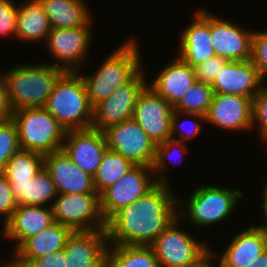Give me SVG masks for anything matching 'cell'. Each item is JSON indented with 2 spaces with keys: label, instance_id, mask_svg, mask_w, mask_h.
I'll return each instance as SVG.
<instances>
[{
  "label": "cell",
  "instance_id": "6da1fadb",
  "mask_svg": "<svg viewBox=\"0 0 267 267\" xmlns=\"http://www.w3.org/2000/svg\"><path fill=\"white\" fill-rule=\"evenodd\" d=\"M169 185L157 184L146 195L117 211L108 221V242L113 245L150 246L179 215L181 200Z\"/></svg>",
  "mask_w": 267,
  "mask_h": 267
},
{
  "label": "cell",
  "instance_id": "7a4b0ae2",
  "mask_svg": "<svg viewBox=\"0 0 267 267\" xmlns=\"http://www.w3.org/2000/svg\"><path fill=\"white\" fill-rule=\"evenodd\" d=\"M65 71L58 64L19 65L3 73L13 111L45 107L54 85Z\"/></svg>",
  "mask_w": 267,
  "mask_h": 267
},
{
  "label": "cell",
  "instance_id": "3957f363",
  "mask_svg": "<svg viewBox=\"0 0 267 267\" xmlns=\"http://www.w3.org/2000/svg\"><path fill=\"white\" fill-rule=\"evenodd\" d=\"M137 46L136 40H127L104 60L96 73L81 76L93 109L142 69Z\"/></svg>",
  "mask_w": 267,
  "mask_h": 267
},
{
  "label": "cell",
  "instance_id": "277c9868",
  "mask_svg": "<svg viewBox=\"0 0 267 267\" xmlns=\"http://www.w3.org/2000/svg\"><path fill=\"white\" fill-rule=\"evenodd\" d=\"M44 108L66 131L92 127L93 108L78 72H64L59 77Z\"/></svg>",
  "mask_w": 267,
  "mask_h": 267
},
{
  "label": "cell",
  "instance_id": "5b68a950",
  "mask_svg": "<svg viewBox=\"0 0 267 267\" xmlns=\"http://www.w3.org/2000/svg\"><path fill=\"white\" fill-rule=\"evenodd\" d=\"M20 149L43 155L62 149L66 130L44 107L13 111Z\"/></svg>",
  "mask_w": 267,
  "mask_h": 267
},
{
  "label": "cell",
  "instance_id": "8992f818",
  "mask_svg": "<svg viewBox=\"0 0 267 267\" xmlns=\"http://www.w3.org/2000/svg\"><path fill=\"white\" fill-rule=\"evenodd\" d=\"M51 204L54 220L73 232L106 229L98 193L58 194Z\"/></svg>",
  "mask_w": 267,
  "mask_h": 267
},
{
  "label": "cell",
  "instance_id": "52a82bcc",
  "mask_svg": "<svg viewBox=\"0 0 267 267\" xmlns=\"http://www.w3.org/2000/svg\"><path fill=\"white\" fill-rule=\"evenodd\" d=\"M242 195L238 189L201 185L188 198L187 217L199 227L216 224L231 215Z\"/></svg>",
  "mask_w": 267,
  "mask_h": 267
},
{
  "label": "cell",
  "instance_id": "ba28073f",
  "mask_svg": "<svg viewBox=\"0 0 267 267\" xmlns=\"http://www.w3.org/2000/svg\"><path fill=\"white\" fill-rule=\"evenodd\" d=\"M103 133L108 149L120 153L135 166H152L156 143L133 118L110 125Z\"/></svg>",
  "mask_w": 267,
  "mask_h": 267
},
{
  "label": "cell",
  "instance_id": "9c48e42d",
  "mask_svg": "<svg viewBox=\"0 0 267 267\" xmlns=\"http://www.w3.org/2000/svg\"><path fill=\"white\" fill-rule=\"evenodd\" d=\"M179 217L169 225L150 245L154 250L160 267H186L204 256L209 248L207 244L197 242L181 231Z\"/></svg>",
  "mask_w": 267,
  "mask_h": 267
},
{
  "label": "cell",
  "instance_id": "30bf717a",
  "mask_svg": "<svg viewBox=\"0 0 267 267\" xmlns=\"http://www.w3.org/2000/svg\"><path fill=\"white\" fill-rule=\"evenodd\" d=\"M153 175L152 166H134L116 184L107 188L100 195L101 211L105 221L107 222L121 208L133 204L152 190L157 185Z\"/></svg>",
  "mask_w": 267,
  "mask_h": 267
},
{
  "label": "cell",
  "instance_id": "8fae6325",
  "mask_svg": "<svg viewBox=\"0 0 267 267\" xmlns=\"http://www.w3.org/2000/svg\"><path fill=\"white\" fill-rule=\"evenodd\" d=\"M141 71L93 109L91 128L103 131L110 125L119 124L133 117L137 98L147 86Z\"/></svg>",
  "mask_w": 267,
  "mask_h": 267
},
{
  "label": "cell",
  "instance_id": "7c38bea8",
  "mask_svg": "<svg viewBox=\"0 0 267 267\" xmlns=\"http://www.w3.org/2000/svg\"><path fill=\"white\" fill-rule=\"evenodd\" d=\"M174 107L148 85L139 94L133 119L156 143L171 139V119Z\"/></svg>",
  "mask_w": 267,
  "mask_h": 267
},
{
  "label": "cell",
  "instance_id": "4fadbf2b",
  "mask_svg": "<svg viewBox=\"0 0 267 267\" xmlns=\"http://www.w3.org/2000/svg\"><path fill=\"white\" fill-rule=\"evenodd\" d=\"M90 22L85 27L52 28L46 44L52 56L62 62L58 65L65 72H78L91 45ZM83 58V59H82Z\"/></svg>",
  "mask_w": 267,
  "mask_h": 267
},
{
  "label": "cell",
  "instance_id": "5bb4252c",
  "mask_svg": "<svg viewBox=\"0 0 267 267\" xmlns=\"http://www.w3.org/2000/svg\"><path fill=\"white\" fill-rule=\"evenodd\" d=\"M62 149L84 172L94 177L108 149L102 130L83 129L66 131Z\"/></svg>",
  "mask_w": 267,
  "mask_h": 267
},
{
  "label": "cell",
  "instance_id": "9a60e30c",
  "mask_svg": "<svg viewBox=\"0 0 267 267\" xmlns=\"http://www.w3.org/2000/svg\"><path fill=\"white\" fill-rule=\"evenodd\" d=\"M106 229L73 232L64 247L66 267H106Z\"/></svg>",
  "mask_w": 267,
  "mask_h": 267
},
{
  "label": "cell",
  "instance_id": "2e32d148",
  "mask_svg": "<svg viewBox=\"0 0 267 267\" xmlns=\"http://www.w3.org/2000/svg\"><path fill=\"white\" fill-rule=\"evenodd\" d=\"M210 13V35L215 56L228 61H246L251 59L253 34Z\"/></svg>",
  "mask_w": 267,
  "mask_h": 267
},
{
  "label": "cell",
  "instance_id": "e0dca14e",
  "mask_svg": "<svg viewBox=\"0 0 267 267\" xmlns=\"http://www.w3.org/2000/svg\"><path fill=\"white\" fill-rule=\"evenodd\" d=\"M205 121L222 129L250 130L252 122V99L233 94L214 93Z\"/></svg>",
  "mask_w": 267,
  "mask_h": 267
},
{
  "label": "cell",
  "instance_id": "ac0fdd59",
  "mask_svg": "<svg viewBox=\"0 0 267 267\" xmlns=\"http://www.w3.org/2000/svg\"><path fill=\"white\" fill-rule=\"evenodd\" d=\"M44 167L58 194L97 193L93 177L78 167L63 149L45 154Z\"/></svg>",
  "mask_w": 267,
  "mask_h": 267
},
{
  "label": "cell",
  "instance_id": "d6986e66",
  "mask_svg": "<svg viewBox=\"0 0 267 267\" xmlns=\"http://www.w3.org/2000/svg\"><path fill=\"white\" fill-rule=\"evenodd\" d=\"M264 81L252 60L228 61L211 84L214 93L233 94L253 99Z\"/></svg>",
  "mask_w": 267,
  "mask_h": 267
},
{
  "label": "cell",
  "instance_id": "ffe728a7",
  "mask_svg": "<svg viewBox=\"0 0 267 267\" xmlns=\"http://www.w3.org/2000/svg\"><path fill=\"white\" fill-rule=\"evenodd\" d=\"M180 55L192 67L215 56L210 35V13L198 9L192 23L181 33Z\"/></svg>",
  "mask_w": 267,
  "mask_h": 267
},
{
  "label": "cell",
  "instance_id": "44dd1931",
  "mask_svg": "<svg viewBox=\"0 0 267 267\" xmlns=\"http://www.w3.org/2000/svg\"><path fill=\"white\" fill-rule=\"evenodd\" d=\"M18 205L4 224V237L17 241L15 250L29 237L37 235L55 222L51 205ZM4 231V232H3Z\"/></svg>",
  "mask_w": 267,
  "mask_h": 267
},
{
  "label": "cell",
  "instance_id": "7402d4cb",
  "mask_svg": "<svg viewBox=\"0 0 267 267\" xmlns=\"http://www.w3.org/2000/svg\"><path fill=\"white\" fill-rule=\"evenodd\" d=\"M196 81L194 67L178 56L159 72L151 84L147 85L175 107Z\"/></svg>",
  "mask_w": 267,
  "mask_h": 267
},
{
  "label": "cell",
  "instance_id": "603a6c76",
  "mask_svg": "<svg viewBox=\"0 0 267 267\" xmlns=\"http://www.w3.org/2000/svg\"><path fill=\"white\" fill-rule=\"evenodd\" d=\"M267 250V235L258 227L235 235L219 259L220 267H249Z\"/></svg>",
  "mask_w": 267,
  "mask_h": 267
},
{
  "label": "cell",
  "instance_id": "cb8c5ba5",
  "mask_svg": "<svg viewBox=\"0 0 267 267\" xmlns=\"http://www.w3.org/2000/svg\"><path fill=\"white\" fill-rule=\"evenodd\" d=\"M73 231L54 222L42 232L26 239L16 250L13 267H23L29 260L64 249Z\"/></svg>",
  "mask_w": 267,
  "mask_h": 267
},
{
  "label": "cell",
  "instance_id": "d4e9b609",
  "mask_svg": "<svg viewBox=\"0 0 267 267\" xmlns=\"http://www.w3.org/2000/svg\"><path fill=\"white\" fill-rule=\"evenodd\" d=\"M18 205L44 206L58 196L49 171L43 167L29 180H8Z\"/></svg>",
  "mask_w": 267,
  "mask_h": 267
},
{
  "label": "cell",
  "instance_id": "484cf974",
  "mask_svg": "<svg viewBox=\"0 0 267 267\" xmlns=\"http://www.w3.org/2000/svg\"><path fill=\"white\" fill-rule=\"evenodd\" d=\"M52 28L85 27L91 20L83 0H38Z\"/></svg>",
  "mask_w": 267,
  "mask_h": 267
},
{
  "label": "cell",
  "instance_id": "4316f807",
  "mask_svg": "<svg viewBox=\"0 0 267 267\" xmlns=\"http://www.w3.org/2000/svg\"><path fill=\"white\" fill-rule=\"evenodd\" d=\"M52 30L48 16L38 0L21 3L18 7L16 34L20 40L40 41L47 39Z\"/></svg>",
  "mask_w": 267,
  "mask_h": 267
},
{
  "label": "cell",
  "instance_id": "83f0119b",
  "mask_svg": "<svg viewBox=\"0 0 267 267\" xmlns=\"http://www.w3.org/2000/svg\"><path fill=\"white\" fill-rule=\"evenodd\" d=\"M113 246L107 249L106 267H160L151 246Z\"/></svg>",
  "mask_w": 267,
  "mask_h": 267
},
{
  "label": "cell",
  "instance_id": "f1b7e54d",
  "mask_svg": "<svg viewBox=\"0 0 267 267\" xmlns=\"http://www.w3.org/2000/svg\"><path fill=\"white\" fill-rule=\"evenodd\" d=\"M134 166L120 153L107 149L97 173L93 177L96 192L101 195L107 188L116 184Z\"/></svg>",
  "mask_w": 267,
  "mask_h": 267
},
{
  "label": "cell",
  "instance_id": "f546056e",
  "mask_svg": "<svg viewBox=\"0 0 267 267\" xmlns=\"http://www.w3.org/2000/svg\"><path fill=\"white\" fill-rule=\"evenodd\" d=\"M213 95L211 84L196 81L174 107V110L179 111L181 115L205 121Z\"/></svg>",
  "mask_w": 267,
  "mask_h": 267
},
{
  "label": "cell",
  "instance_id": "4dcf8cb0",
  "mask_svg": "<svg viewBox=\"0 0 267 267\" xmlns=\"http://www.w3.org/2000/svg\"><path fill=\"white\" fill-rule=\"evenodd\" d=\"M44 167V155L20 149L1 170L8 180H29Z\"/></svg>",
  "mask_w": 267,
  "mask_h": 267
},
{
  "label": "cell",
  "instance_id": "1f68e13d",
  "mask_svg": "<svg viewBox=\"0 0 267 267\" xmlns=\"http://www.w3.org/2000/svg\"><path fill=\"white\" fill-rule=\"evenodd\" d=\"M174 148H176V150L178 149V152L182 153L188 152L186 151L184 143L181 141L168 139L162 143L156 144L155 158L152 164V171L154 172V174L160 172L158 176L159 178L156 177L157 184L168 185L167 179L164 176L165 174H163L164 173L163 171H165V168H167L166 160L169 161Z\"/></svg>",
  "mask_w": 267,
  "mask_h": 267
},
{
  "label": "cell",
  "instance_id": "d6a6232c",
  "mask_svg": "<svg viewBox=\"0 0 267 267\" xmlns=\"http://www.w3.org/2000/svg\"><path fill=\"white\" fill-rule=\"evenodd\" d=\"M19 150L18 132L15 123L10 120L0 124V171Z\"/></svg>",
  "mask_w": 267,
  "mask_h": 267
},
{
  "label": "cell",
  "instance_id": "836d02e7",
  "mask_svg": "<svg viewBox=\"0 0 267 267\" xmlns=\"http://www.w3.org/2000/svg\"><path fill=\"white\" fill-rule=\"evenodd\" d=\"M267 86L263 85L252 99V122L259 124L261 138L267 141Z\"/></svg>",
  "mask_w": 267,
  "mask_h": 267
},
{
  "label": "cell",
  "instance_id": "e575fe53",
  "mask_svg": "<svg viewBox=\"0 0 267 267\" xmlns=\"http://www.w3.org/2000/svg\"><path fill=\"white\" fill-rule=\"evenodd\" d=\"M251 60L264 81L267 78V30L254 32Z\"/></svg>",
  "mask_w": 267,
  "mask_h": 267
},
{
  "label": "cell",
  "instance_id": "d590c367",
  "mask_svg": "<svg viewBox=\"0 0 267 267\" xmlns=\"http://www.w3.org/2000/svg\"><path fill=\"white\" fill-rule=\"evenodd\" d=\"M228 60L214 56L194 67L198 82L212 84L218 72L225 67Z\"/></svg>",
  "mask_w": 267,
  "mask_h": 267
},
{
  "label": "cell",
  "instance_id": "8d00e7d4",
  "mask_svg": "<svg viewBox=\"0 0 267 267\" xmlns=\"http://www.w3.org/2000/svg\"><path fill=\"white\" fill-rule=\"evenodd\" d=\"M18 7L11 0H0V35L16 34Z\"/></svg>",
  "mask_w": 267,
  "mask_h": 267
},
{
  "label": "cell",
  "instance_id": "74e56055",
  "mask_svg": "<svg viewBox=\"0 0 267 267\" xmlns=\"http://www.w3.org/2000/svg\"><path fill=\"white\" fill-rule=\"evenodd\" d=\"M18 204L13 197L11 184L0 171V215L5 218L4 224L11 218Z\"/></svg>",
  "mask_w": 267,
  "mask_h": 267
},
{
  "label": "cell",
  "instance_id": "f35d334b",
  "mask_svg": "<svg viewBox=\"0 0 267 267\" xmlns=\"http://www.w3.org/2000/svg\"><path fill=\"white\" fill-rule=\"evenodd\" d=\"M23 267H66L64 250L31 259Z\"/></svg>",
  "mask_w": 267,
  "mask_h": 267
},
{
  "label": "cell",
  "instance_id": "ab89813d",
  "mask_svg": "<svg viewBox=\"0 0 267 267\" xmlns=\"http://www.w3.org/2000/svg\"><path fill=\"white\" fill-rule=\"evenodd\" d=\"M180 112L179 111H176V110H173V115H172V119H171V139L173 140H176V141H181V142H184L186 139H193V136H196L200 133L201 131V125L198 124V122H194L192 123L193 125V129L191 130H186L185 132H181V130L183 129H180L181 128V123L179 122V120H182L180 119ZM186 122V121H185ZM184 122V123H185ZM191 123V120L189 121ZM177 131H180L181 132V135H180V139L179 138H175L177 135L176 132ZM184 131V130H183Z\"/></svg>",
  "mask_w": 267,
  "mask_h": 267
},
{
  "label": "cell",
  "instance_id": "60d3db41",
  "mask_svg": "<svg viewBox=\"0 0 267 267\" xmlns=\"http://www.w3.org/2000/svg\"><path fill=\"white\" fill-rule=\"evenodd\" d=\"M13 110L11 108L8 92H7V80L0 74V124L12 120Z\"/></svg>",
  "mask_w": 267,
  "mask_h": 267
},
{
  "label": "cell",
  "instance_id": "b9f144b4",
  "mask_svg": "<svg viewBox=\"0 0 267 267\" xmlns=\"http://www.w3.org/2000/svg\"><path fill=\"white\" fill-rule=\"evenodd\" d=\"M213 254L214 253H212L211 250H209L204 256H202L194 264H191L186 267H213L210 262V259L212 258V256H214ZM218 267H220L219 262H218Z\"/></svg>",
  "mask_w": 267,
  "mask_h": 267
},
{
  "label": "cell",
  "instance_id": "7bdbcfd3",
  "mask_svg": "<svg viewBox=\"0 0 267 267\" xmlns=\"http://www.w3.org/2000/svg\"><path fill=\"white\" fill-rule=\"evenodd\" d=\"M249 267H267V250L261 254Z\"/></svg>",
  "mask_w": 267,
  "mask_h": 267
},
{
  "label": "cell",
  "instance_id": "ee69618b",
  "mask_svg": "<svg viewBox=\"0 0 267 267\" xmlns=\"http://www.w3.org/2000/svg\"><path fill=\"white\" fill-rule=\"evenodd\" d=\"M261 205H262L263 210L265 211L264 214L266 216L265 218H266V221H267V200H264L261 203ZM258 227L267 235V222L265 224L261 225V226L259 225Z\"/></svg>",
  "mask_w": 267,
  "mask_h": 267
},
{
  "label": "cell",
  "instance_id": "f6af8a7d",
  "mask_svg": "<svg viewBox=\"0 0 267 267\" xmlns=\"http://www.w3.org/2000/svg\"><path fill=\"white\" fill-rule=\"evenodd\" d=\"M263 200H267V184H265Z\"/></svg>",
  "mask_w": 267,
  "mask_h": 267
},
{
  "label": "cell",
  "instance_id": "bcb514c9",
  "mask_svg": "<svg viewBox=\"0 0 267 267\" xmlns=\"http://www.w3.org/2000/svg\"><path fill=\"white\" fill-rule=\"evenodd\" d=\"M5 267H13V262L12 261H8L6 263H4Z\"/></svg>",
  "mask_w": 267,
  "mask_h": 267
}]
</instances>
